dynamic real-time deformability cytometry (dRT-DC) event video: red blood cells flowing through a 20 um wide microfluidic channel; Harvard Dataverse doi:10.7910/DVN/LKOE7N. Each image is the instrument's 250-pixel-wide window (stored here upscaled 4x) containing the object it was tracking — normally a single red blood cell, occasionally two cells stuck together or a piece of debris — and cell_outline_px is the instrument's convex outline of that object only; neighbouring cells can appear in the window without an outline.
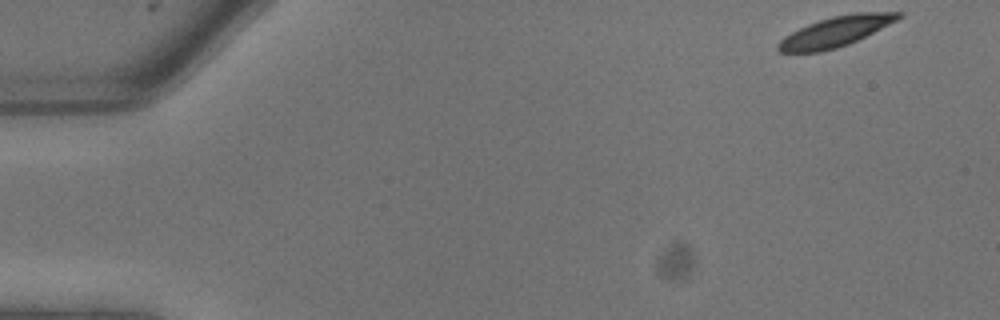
{"species": "common noctule bat (a hibernating species)", "species_latin": "Nyctalus noctula", "temperature_condition": "warm", "stored_images_in_passage": 7, "camera_frame_rate_fps": 3000, "um_per_image_px": 0.085, "animal": {"sex": "male", "body_mass_g": 13.3}, "frame": {"image": 1, "passage_image": 1, "time_ms": 0.0, "image_size_px": [1000, 320], "cell_outline_px": [[904, 16], [848, 44], [836, 48], [820, 52], [780, 52], [776, 48], [776, 44], [784, 36], [808, 24], [832, 16], [856, 12], [904, 12]], "centroid_in_image_um": [70.99, 2.68], "position_along_channel_um": 14.0, "area_um2": 20.81}}
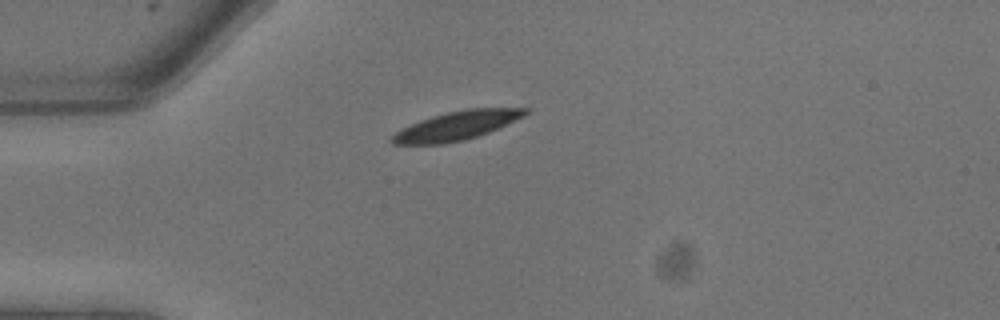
{"frame": {"image": 2, "passage_image": 6, "time_ms": 1.667, "image_size_px": [1000, 320], "cell_outline_px": [[532, 108], [524, 116], [488, 132], [464, 140], [444, 144], [392, 144], [388, 140], [400, 128], [420, 120], [432, 116], [464, 108]], "centroid_in_image_um": [38.78, 10.68], "position_along_channel_um": 46.2, "area_um2": 22.31}}